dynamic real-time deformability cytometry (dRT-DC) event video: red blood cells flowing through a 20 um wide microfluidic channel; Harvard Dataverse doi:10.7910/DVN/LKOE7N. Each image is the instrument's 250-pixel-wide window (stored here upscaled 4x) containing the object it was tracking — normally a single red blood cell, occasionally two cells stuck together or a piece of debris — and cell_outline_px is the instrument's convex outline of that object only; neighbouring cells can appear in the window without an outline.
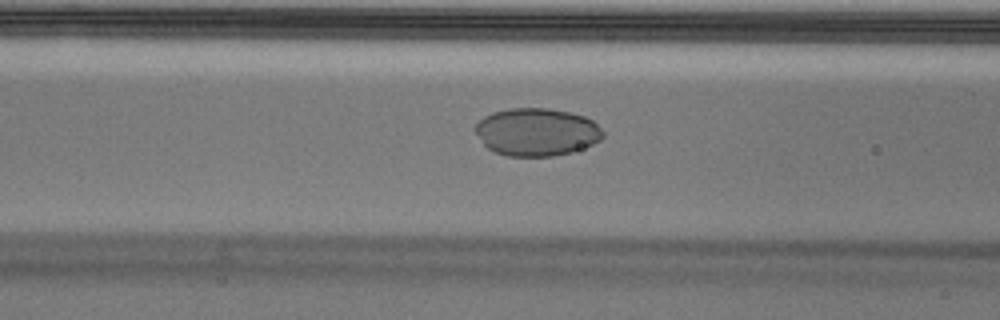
{"species": "Egyptian fruit bat (a non-hibernating species)", "species_latin": "Rousettus aegyptiacus", "temperature_condition": "cold", "stored_images_in_passage": 7, "camera_frame_rate_fps": 3000, "um_per_image_px": 0.085, "animal": {"sex": "male"}, "frame": {"image": 1, "passage_image": 5, "time_ms": 1.333, "image_size_px": [1000, 320], "cell_outline_px": [[604, 136], [600, 140], [592, 144], [572, 152], [552, 156], [508, 156], [496, 152], [488, 148], [484, 144], [472, 128], [484, 116], [492, 112], [512, 108], [548, 108], [568, 112], [584, 116], [592, 120], [604, 132]], "centroid_in_image_um": [45.6, 11.22], "position_along_channel_um": 121.0, "area_um2": 35.49}}